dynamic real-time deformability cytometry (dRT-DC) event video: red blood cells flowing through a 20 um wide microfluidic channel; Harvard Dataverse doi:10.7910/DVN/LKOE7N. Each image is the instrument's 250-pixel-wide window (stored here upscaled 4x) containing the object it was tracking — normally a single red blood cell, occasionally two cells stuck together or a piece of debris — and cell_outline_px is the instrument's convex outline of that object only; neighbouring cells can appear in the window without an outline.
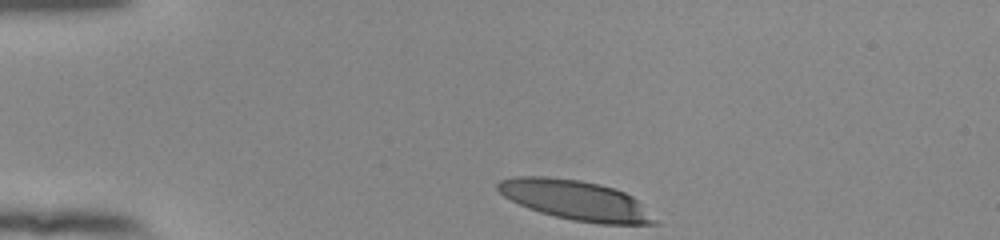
{"species": "human", "species_latin": "Homo sapiens", "temperature_condition": "room temperature", "stored_images_in_passage": 34, "camera_frame_rate_fps": 3000, "um_per_image_px": 0.085, "donor": {"sex": "female"}, "frame": {"image": 1, "passage_image": 1, "time_ms": 0.0, "image_size_px": [1000, 240], "cell_outline_px": [[660, 224], [600, 224], [572, 220], [540, 212], [528, 208], [504, 196], [496, 188], [496, 184], [500, 180], [512, 176], [548, 176], [580, 180], [600, 184], [624, 192], [632, 196]], "centroid_in_image_um": [48.88, 17.0], "position_along_channel_um": 36.1, "area_um2": 36.07}}
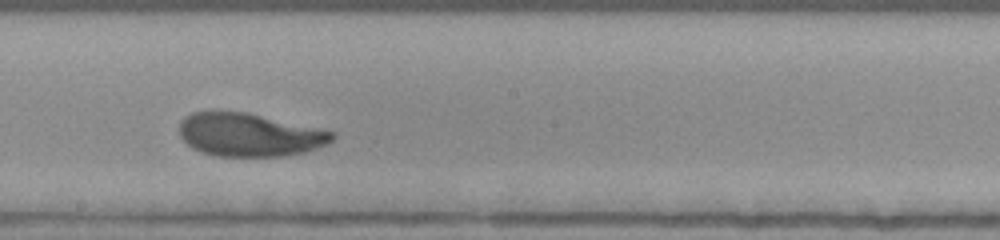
{"frame": {"image": 2, "passage_image": 20, "time_ms": 6.333, "image_size_px": [1000, 240], "cell_outline_px": [[336, 136], [328, 144], [304, 152], [284, 156], [216, 156], [192, 148], [180, 136], [180, 120], [184, 116], [192, 112], [244, 112], [320, 128], [336, 132]], "centroid_in_image_um": [21.22, 11.46], "position_along_channel_um": 227.0, "area_um2": 38.32}}
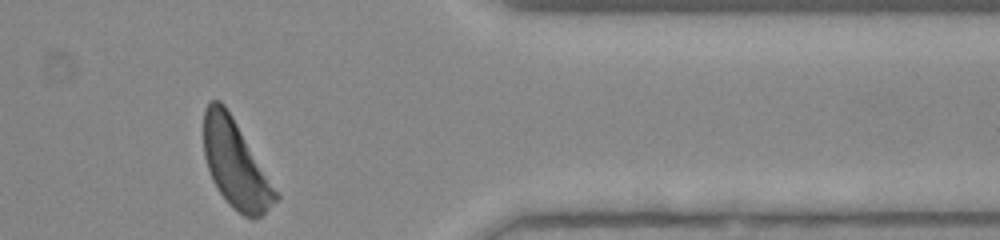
{"frame": {"image": 3, "passage_image": 34, "time_ms": 11.0, "image_size_px": [1000, 240], "cell_outline_px": [[280, 196], [260, 216], [252, 220], [236, 212], [228, 204], [216, 188], [212, 180], [204, 156], [204, 108], [212, 100], [220, 100], [224, 104], [232, 116], [280, 192]], "centroid_in_image_um": [20.04, 13.98], "position_along_channel_um": 391.4, "area_um2": 36.88}, "authors_computed_cell_mechanics": {"area_um2": 38.3214, "velocity_mm_per_s": 3.8658, "shape_relaxation_time_tau1_ms": 3.4036, "shape_relaxation_time_tau2_ms": 1.8042, "deformation_change_tau1": 0.1703, "deformation_change_tau2": 0.0829}}